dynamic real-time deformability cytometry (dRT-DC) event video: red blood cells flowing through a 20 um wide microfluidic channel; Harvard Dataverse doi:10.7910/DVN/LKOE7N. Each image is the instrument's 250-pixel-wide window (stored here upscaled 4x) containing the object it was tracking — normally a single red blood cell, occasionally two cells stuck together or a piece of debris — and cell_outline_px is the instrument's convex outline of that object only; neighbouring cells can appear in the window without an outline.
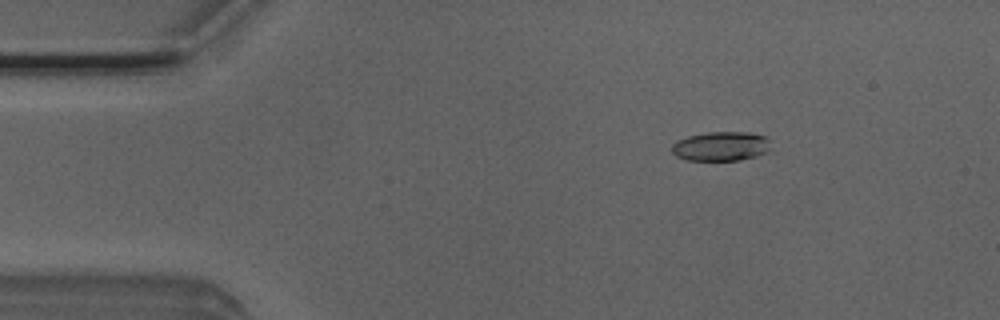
{"species": "Egyptian fruit bat (a non-hibernating species)", "species_latin": "Rousettus aegyptiacus", "temperature_condition": "room temperature", "stored_images_in_passage": 47, "camera_frame_rate_fps": 3000, "um_per_image_px": 0.085, "animal": {"sex": "male"}, "frame": {"image": 1, "passage_image": 8, "time_ms": 2.333, "image_size_px": [1000, 320], "cell_outline_px": [[772, 148], [756, 156], [740, 160], [688, 160], [676, 156], [672, 152], [672, 144], [676, 140], [688, 136], [708, 132], [748, 132], [764, 136], [768, 140]], "centroid_in_image_um": [61.26, 12.43], "position_along_channel_um": 23.7, "area_um2": 16.88}}
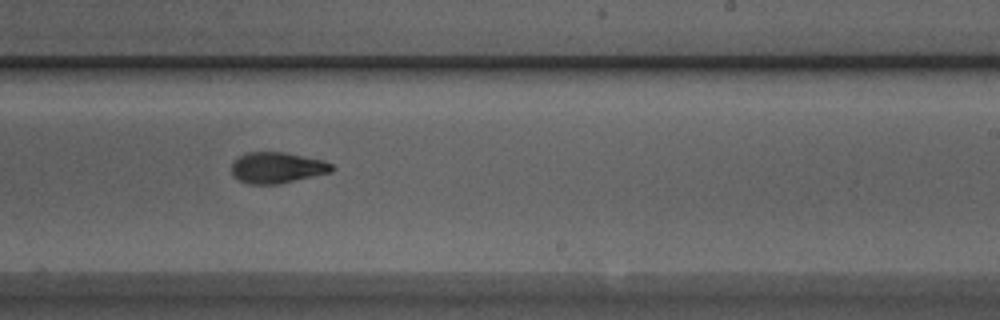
{"frame": {"image": 2, "passage_image": 31, "time_ms": 10.0, "image_size_px": [1000, 320], "cell_outline_px": [[336, 168], [332, 172], [280, 184], [248, 184], [232, 176], [232, 164], [236, 156], [244, 152], [284, 152], [324, 160], [332, 164]], "centroid_in_image_um": [23.55, 14.25], "position_along_channel_um": 265.4, "area_um2": 18.44}}
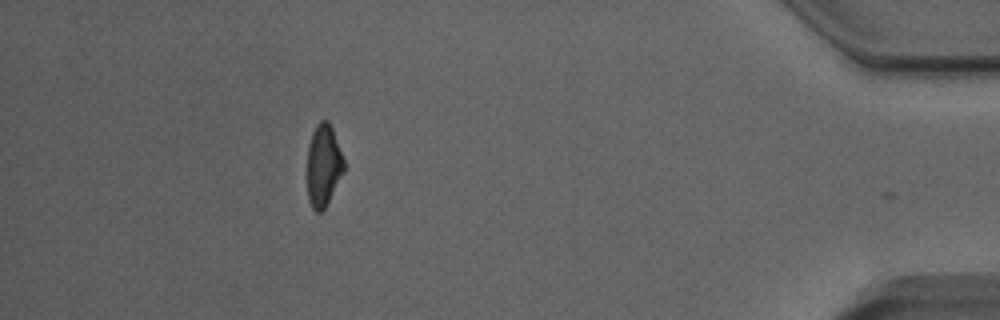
{"frame": {"image": 3, "passage_image": 46, "time_ms": 15.0, "image_size_px": [1000, 320], "cell_outline_px": [[344, 172], [324, 208], [320, 212], [316, 212], [312, 208], [308, 200], [308, 144], [312, 132], [316, 124], [320, 120], [328, 120], [332, 128], [344, 160]], "centroid_in_image_um": [27.49, 14.04], "position_along_channel_um": 407.7, "area_um2": 17.4}, "authors_computed_cell_mechanics": {"area_um2": 18.207, "velocity_mm_per_s": 4.029, "shape_relaxation_time_tau1_ms": 6.2345, "shape_relaxation_time_tau2_ms": 2.3584, "deformation_change_tau1": 0.1816, "deformation_change_tau2": 0.0954}}